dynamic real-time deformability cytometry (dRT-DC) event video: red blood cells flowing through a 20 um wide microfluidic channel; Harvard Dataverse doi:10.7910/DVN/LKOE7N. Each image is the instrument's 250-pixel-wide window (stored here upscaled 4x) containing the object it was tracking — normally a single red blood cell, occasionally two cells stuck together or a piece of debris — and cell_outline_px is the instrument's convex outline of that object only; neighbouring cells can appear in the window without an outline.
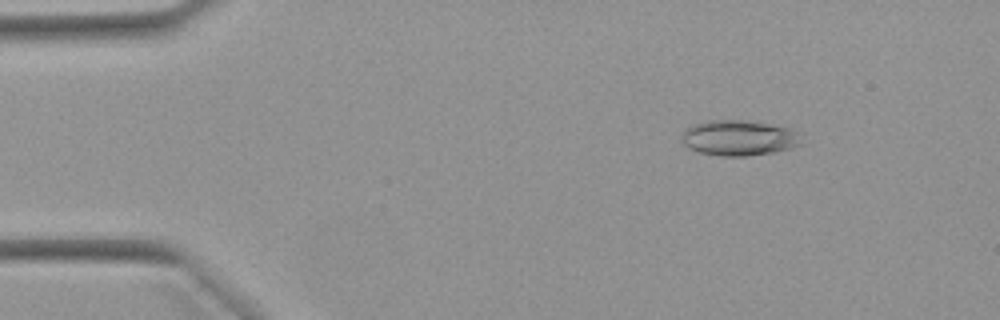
{"species": "Egyptian fruit bat (a non-hibernating species)", "species_latin": "Rousettus aegyptiacus", "temperature_condition": "warm", "stored_images_in_passage": 48, "camera_frame_rate_fps": 3000, "um_per_image_px": 0.085, "animal": {"sex": "female"}, "frame": {"image": 1, "passage_image": 4, "time_ms": 1.0, "image_size_px": [1000, 320], "cell_outline_px": [[800, 144], [792, 148], [776, 152], [748, 156], [720, 156], [696, 152], [688, 148], [680, 140], [684, 132], [692, 124], [708, 120], [740, 120], [788, 128], [796, 132]], "centroid_in_image_um": [62.73, 11.74], "position_along_channel_um": 22.3, "area_um2": 24.51}}
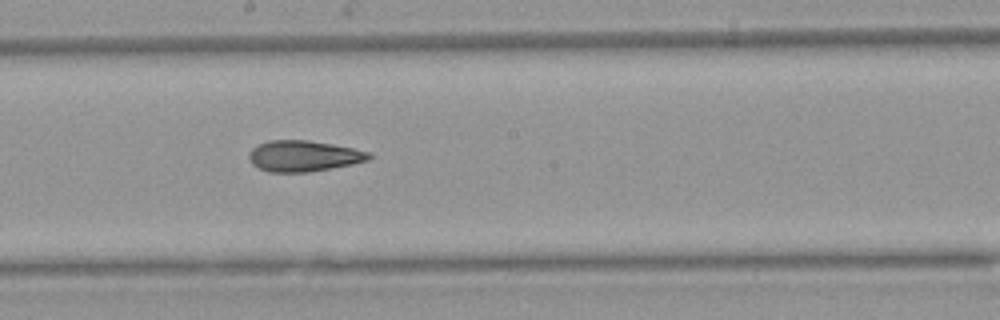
{"frame": {"image": 2, "passage_image": 25, "time_ms": 8.0, "image_size_px": [1000, 320], "cell_outline_px": [[372, 156], [368, 160], [352, 164], [308, 172], [268, 172], [252, 164], [248, 156], [252, 148], [268, 140], [308, 140], [332, 144], [372, 152]], "centroid_in_image_um": [25.81, 13.26], "position_along_channel_um": 222.4, "area_um2": 21.56}}
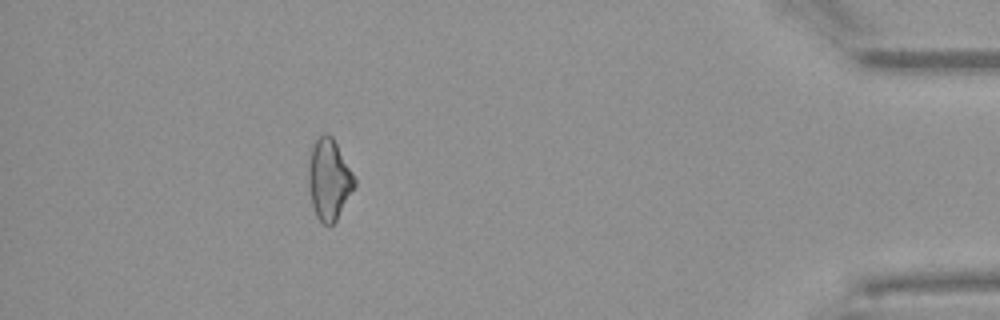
{"frame": {"image": 3, "passage_image": 43, "time_ms": 14.0, "image_size_px": [1000, 320], "cell_outline_px": [[356, 184], [336, 220], [332, 224], [324, 224], [316, 216], [312, 204], [308, 184], [308, 160], [312, 144], [324, 132], [328, 132], [332, 136], [352, 172], [356, 180]], "centroid_in_image_um": [27.94, 15.21], "position_along_channel_um": 407.3, "area_um2": 21.56}, "authors_computed_cell_mechanics": {"area_um2": 21.9351, "velocity_mm_per_s": 3.9879, "shape_relaxation_time_tau1_ms": null, "shape_relaxation_time_tau2_ms": 3.1906, "deformation_change_tau1": null, "deformation_change_tau2": 0.1209}}